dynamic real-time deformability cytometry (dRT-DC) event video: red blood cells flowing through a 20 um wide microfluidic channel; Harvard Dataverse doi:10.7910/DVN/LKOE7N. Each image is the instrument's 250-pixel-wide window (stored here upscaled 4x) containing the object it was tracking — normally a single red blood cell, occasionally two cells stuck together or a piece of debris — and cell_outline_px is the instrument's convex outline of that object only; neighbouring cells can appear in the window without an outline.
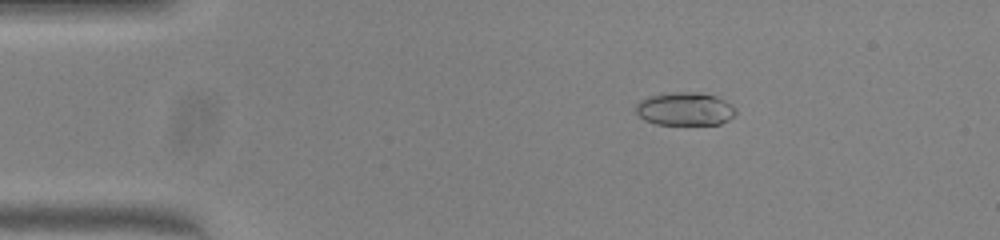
{"species": "common noctule bat (a hibernating species)", "species_latin": "Nyctalus noctula", "temperature_condition": "warm", "stored_images_in_passage": 51, "camera_frame_rate_fps": 3000, "um_per_image_px": 0.085, "animal": {"sex": "female", "body_mass_g": 23.0, "forearm_length_mm": 53.4}, "frame": {"image": 1, "passage_image": 9, "time_ms": 2.667, "image_size_px": [1000, 240], "cell_outline_px": [[736, 116], [720, 124], [656, 124], [644, 120], [636, 112], [636, 104], [640, 100], [648, 96], [672, 92], [696, 92], [716, 96], [732, 104], [736, 108]], "centroid_in_image_um": [58.24, 9.26], "position_along_channel_um": 26.8, "area_um2": 19.42}}
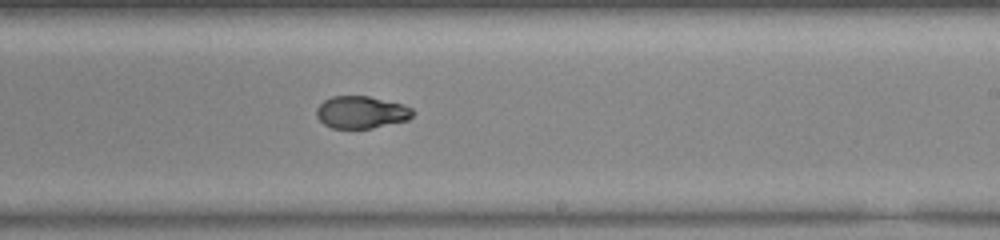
{"frame": {"image": 2, "passage_image": 31, "time_ms": 10.0, "image_size_px": [1000, 240], "cell_outline_px": [[416, 112], [408, 120], [372, 128], [332, 128], [324, 124], [316, 116], [316, 108], [324, 100], [332, 96], [368, 96], [404, 104], [412, 108]], "centroid_in_image_um": [30.73, 9.53], "position_along_channel_um": 258.3, "area_um2": 18.21}}
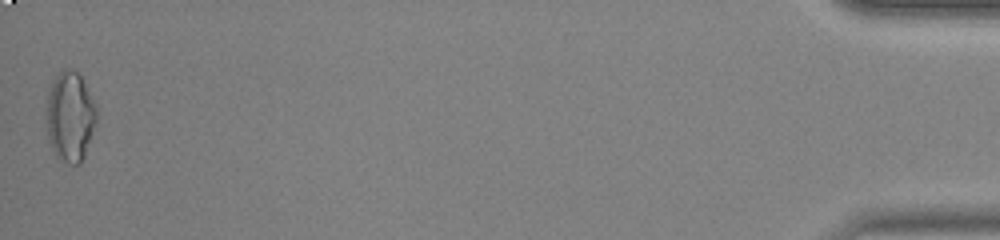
{"frame": {"image": 3, "passage_image": 51, "time_ms": 16.667, "image_size_px": [1000, 240], "cell_outline_px": [[96, 120], [84, 156], [80, 164], [68, 164], [56, 156], [48, 140], [48, 92], [52, 80], [60, 68], [72, 68], [80, 72], [96, 104]], "centroid_in_image_um": [5.97, 9.83], "position_along_channel_um": 429.2, "area_um2": 26.36}, "authors_computed_cell_mechanics": {"area_um2": 19.7098, "velocity_mm_per_s": 4.0296, "shape_relaxation_time_tau1_ms": 10.424, "shape_relaxation_time_tau2_ms": 1.6948, "deformation_change_tau1": 0.3005, "deformation_change_tau2": 0.0533}}